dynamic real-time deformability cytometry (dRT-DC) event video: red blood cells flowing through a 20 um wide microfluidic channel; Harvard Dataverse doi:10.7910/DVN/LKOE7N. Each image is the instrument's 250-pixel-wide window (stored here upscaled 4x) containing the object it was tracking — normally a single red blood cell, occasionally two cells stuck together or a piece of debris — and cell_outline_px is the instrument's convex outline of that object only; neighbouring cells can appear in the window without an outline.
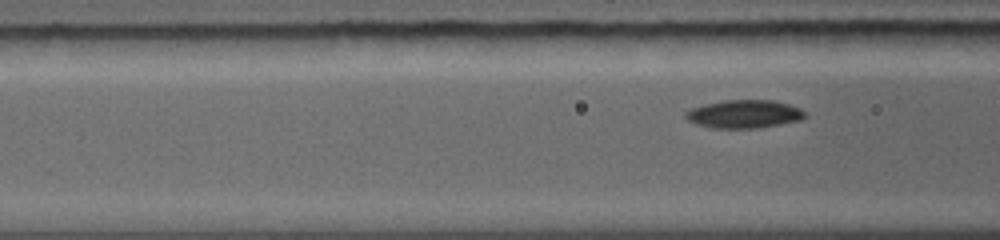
{"species": "common noctule bat (a hibernating species)", "species_latin": "Nyctalus noctula", "temperature_condition": "warm", "stored_images_in_passage": 4, "camera_frame_rate_fps": 5000, "um_per_image_px": 0.085, "animal": {"sex": "female", "body_mass_g": 19.0, "forearm_length_mm": 56.7}, "frame": {"image": 1, "passage_image": 4, "time_ms": 3.6, "image_size_px": [1000, 240], "cell_outline_px": [[808, 116], [800, 120], [760, 128], [712, 128], [696, 124], [688, 120], [684, 116], [684, 112], [692, 108], [704, 104], [724, 100], [772, 100], [788, 104], [800, 108], [808, 112]], "centroid_in_image_um": [63.27, 9.69], "position_along_channel_um": 103.3, "area_um2": 19.77}}